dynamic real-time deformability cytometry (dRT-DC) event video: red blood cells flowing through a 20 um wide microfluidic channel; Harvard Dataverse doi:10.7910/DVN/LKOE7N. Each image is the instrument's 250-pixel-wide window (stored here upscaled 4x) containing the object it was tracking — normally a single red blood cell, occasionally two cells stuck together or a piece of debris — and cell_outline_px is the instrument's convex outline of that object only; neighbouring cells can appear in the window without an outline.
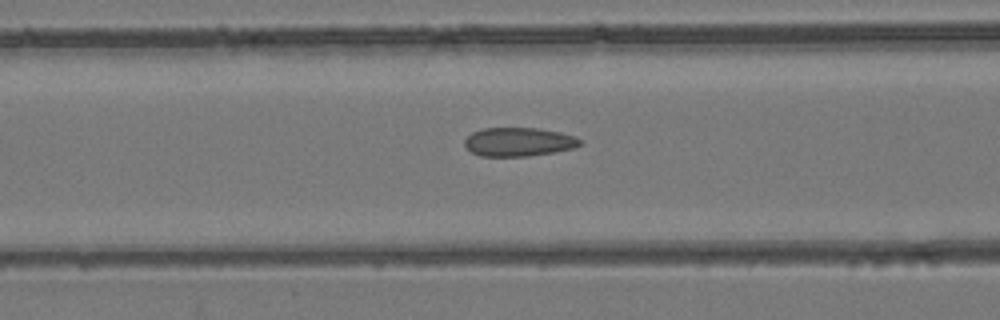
{"species": "common noctule bat (a hibernating species)", "species_latin": "Nyctalus noctula", "temperature_condition": "room temperature", "stored_images_in_passage": 53, "camera_frame_rate_fps": 3000, "um_per_image_px": 0.085, "animal": {"sex": "female", "body_mass_g": 24.6, "forearm_length_mm": 56.2}, "frame": {"image": 1, "passage_image": 22, "time_ms": 7.0, "image_size_px": [1000, 320], "cell_outline_px": [[584, 144], [572, 148], [556, 152], [528, 156], [480, 156], [472, 152], [464, 144], [464, 140], [472, 132], [484, 128], [540, 128], [560, 132], [576, 136], [584, 140]], "centroid_in_image_um": [44.15, 12.06], "position_along_channel_um": 122.5, "area_um2": 19.54}}
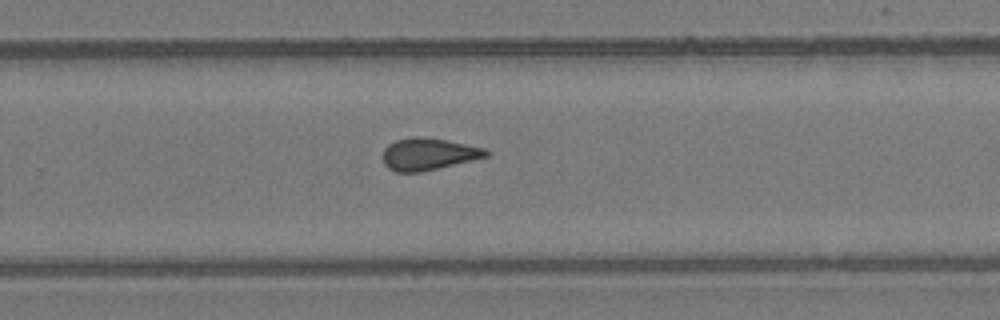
{"frame": {"image": 2, "passage_image": 35, "time_ms": 11.333, "image_size_px": [1000, 320], "cell_outline_px": [[488, 156], [472, 160], [420, 172], [396, 172], [388, 168], [384, 164], [384, 148], [388, 144], [396, 140], [412, 136], [420, 136], [444, 140], [488, 148]], "centroid_in_image_um": [36.4, 13.09], "position_along_channel_um": 293.4, "area_um2": 19.13}}
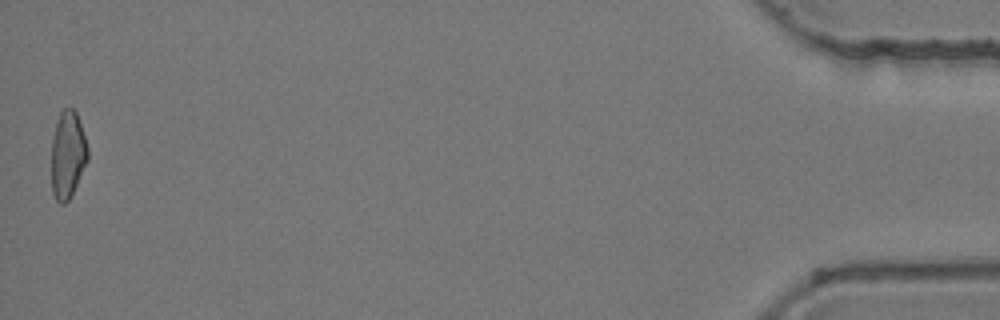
{"frame": {"image": 3, "passage_image": 53, "time_ms": 17.333, "image_size_px": [1000, 320], "cell_outline_px": [[88, 160], [68, 200], [64, 204], [60, 204], [56, 200], [52, 192], [52, 136], [60, 112], [64, 108], [72, 108], [76, 112], [88, 148]], "centroid_in_image_um": [5.74, 13.15], "position_along_channel_um": 429.5, "area_um2": 18.21}, "authors_computed_cell_mechanics": {"area_um2": 19.5364, "velocity_mm_per_s": 3.9419, "shape_relaxation_time_tau1_ms": null, "shape_relaxation_time_tau2_ms": 2.0334, "deformation_change_tau1": null, "deformation_change_tau2": 0.0881}}